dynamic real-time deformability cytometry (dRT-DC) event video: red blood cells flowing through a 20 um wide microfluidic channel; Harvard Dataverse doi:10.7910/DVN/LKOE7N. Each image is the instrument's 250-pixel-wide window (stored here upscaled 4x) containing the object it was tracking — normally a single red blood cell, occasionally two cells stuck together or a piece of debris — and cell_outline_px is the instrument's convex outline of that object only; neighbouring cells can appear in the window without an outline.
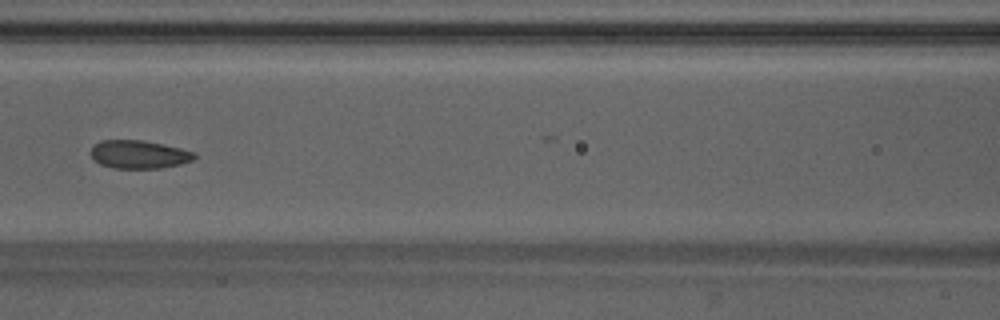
{"species": "Egyptian fruit bat (a non-hibernating species)", "species_latin": "Rousettus aegyptiacus", "temperature_condition": "warm", "stored_images_in_passage": 39, "camera_frame_rate_fps": 3000, "um_per_image_px": 0.085, "animal": {"sex": "male"}, "frame": {"image": 1, "passage_image": 22, "time_ms": 7.0, "image_size_px": [1000, 320], "cell_outline_px": [[196, 160], [180, 164], [160, 168], [116, 168], [100, 164], [92, 156], [92, 144], [100, 140], [140, 140], [180, 148], [196, 152]], "centroid_in_image_um": [11.84, 13.12], "position_along_channel_um": 154.8, "area_um2": 16.94}}
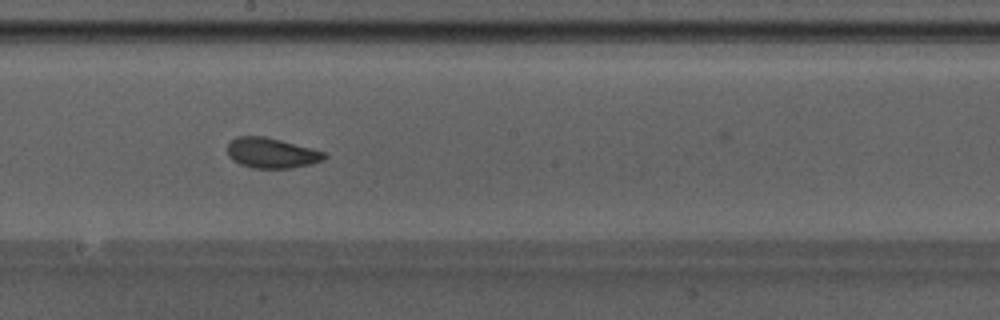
{"frame": {"image": 2, "passage_image": 27, "time_ms": 8.667, "image_size_px": [1000, 320], "cell_outline_px": [[328, 156], [312, 164], [288, 168], [252, 168], [240, 164], [232, 160], [228, 156], [228, 144], [236, 136], [264, 136], [280, 140], [324, 152]], "centroid_in_image_um": [23.03, 13.01], "position_along_channel_um": 225.2, "area_um2": 16.88}}